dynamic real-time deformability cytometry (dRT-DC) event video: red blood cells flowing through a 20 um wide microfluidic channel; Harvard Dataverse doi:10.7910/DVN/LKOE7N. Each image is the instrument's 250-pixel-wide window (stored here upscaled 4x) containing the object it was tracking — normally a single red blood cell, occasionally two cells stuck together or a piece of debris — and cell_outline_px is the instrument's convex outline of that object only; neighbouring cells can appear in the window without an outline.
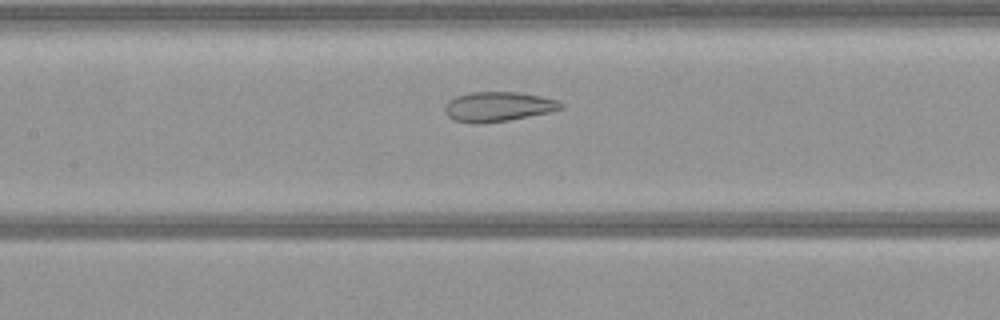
{"species": "common noctule bat (a hibernating species)", "species_latin": "Nyctalus noctula", "temperature_condition": "warm", "stored_images_in_passage": 52, "segment_of_instrument_passage": [1, 2], "camera_frame_rate_fps": 3000, "um_per_image_px": 0.085, "animal": {"sex": "female", "body_mass_g": 21.9}, "frame": {"image": 1, "passage_image": 22, "time_ms": 7.0, "image_size_px": [1000, 320], "cell_outline_px": [[564, 108], [548, 112], [508, 120], [480, 124], [472, 124], [456, 120], [448, 116], [444, 112], [444, 104], [448, 100], [456, 96], [472, 92], [516, 92], [540, 96], [556, 100], [564, 104]], "centroid_in_image_um": [42.29, 9.07], "position_along_channel_um": 165.1, "area_um2": 20.06}}
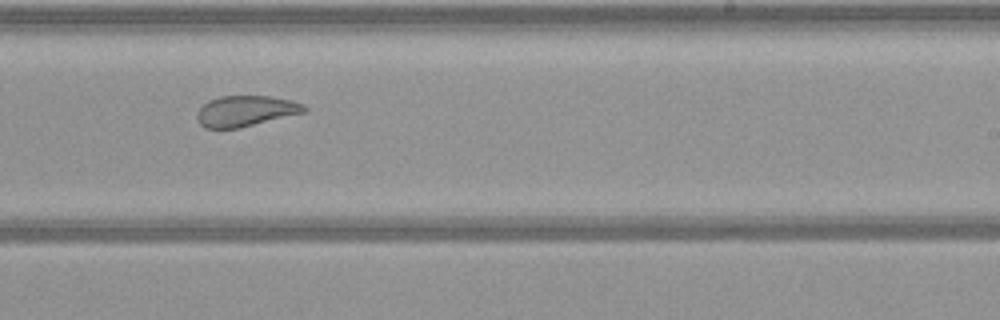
{"frame": {"image": 2, "passage_image": 30, "time_ms": 9.667, "image_size_px": [1000, 320], "cell_outline_px": [[308, 112], [240, 128], [204, 128], [200, 124], [196, 116], [196, 112], [208, 100], [220, 96], [272, 96], [292, 100], [304, 104], [308, 108]], "centroid_in_image_um": [20.93, 9.43], "position_along_channel_um": 268.1, "area_um2": 19.54}}
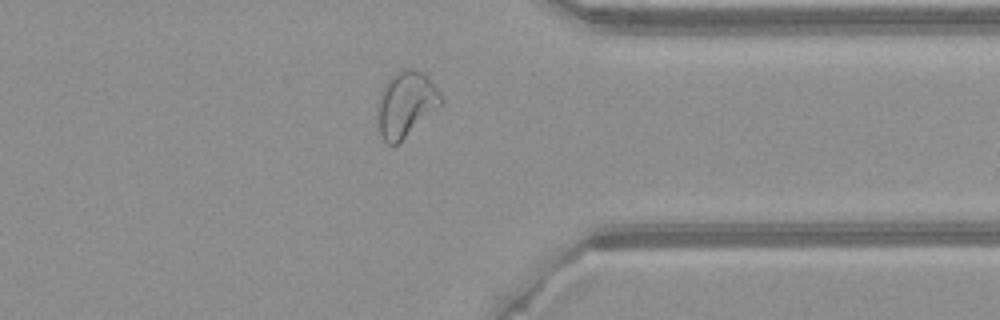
{"frame": {"image": 3, "passage_image": 39, "time_ms": 12.667, "image_size_px": [1000, 320], "cell_outline_px": [[444, 100], [440, 104], [396, 144], [388, 144], [384, 140], [380, 132], [380, 92], [388, 80], [400, 68], [412, 68], [428, 76]], "centroid_in_image_um": [34.51, 8.78], "position_along_channel_um": 376.9, "area_um2": 22.95}}